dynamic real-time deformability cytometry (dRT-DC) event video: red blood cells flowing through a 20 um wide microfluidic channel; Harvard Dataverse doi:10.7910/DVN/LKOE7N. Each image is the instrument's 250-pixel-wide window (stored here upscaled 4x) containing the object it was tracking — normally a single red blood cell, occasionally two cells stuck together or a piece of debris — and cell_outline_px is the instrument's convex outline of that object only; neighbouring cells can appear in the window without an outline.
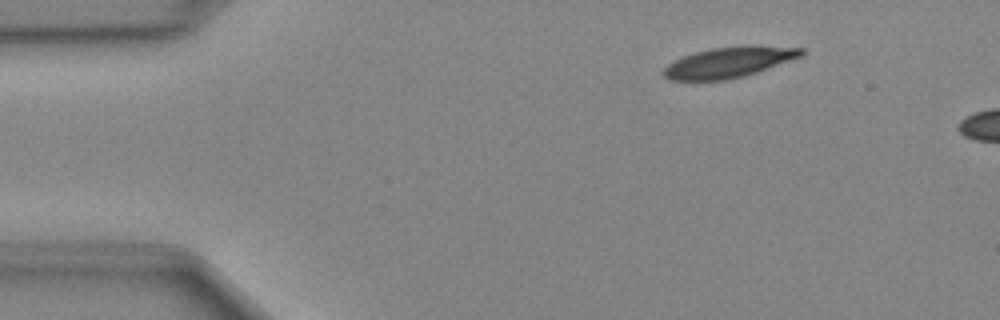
{"species": "Egyptian fruit bat (a non-hibernating species)", "species_latin": "Rousettus aegyptiacus", "temperature_condition": "cold", "stored_images_in_passage": 5, "camera_frame_rate_fps": 3000, "um_per_image_px": 0.085, "animal": {"sex": "female"}, "frame": {"image": 1, "passage_image": 1, "time_ms": 0.0, "image_size_px": [1000, 320], "cell_outline_px": [[804, 56], [744, 76], [728, 80], [668, 80], [660, 72], [668, 64], [684, 56], [696, 52], [712, 48], [748, 44], [756, 44], [804, 48]], "centroid_in_image_um": [62.01, 5.27], "position_along_channel_um": 23.0, "area_um2": 24.91}}